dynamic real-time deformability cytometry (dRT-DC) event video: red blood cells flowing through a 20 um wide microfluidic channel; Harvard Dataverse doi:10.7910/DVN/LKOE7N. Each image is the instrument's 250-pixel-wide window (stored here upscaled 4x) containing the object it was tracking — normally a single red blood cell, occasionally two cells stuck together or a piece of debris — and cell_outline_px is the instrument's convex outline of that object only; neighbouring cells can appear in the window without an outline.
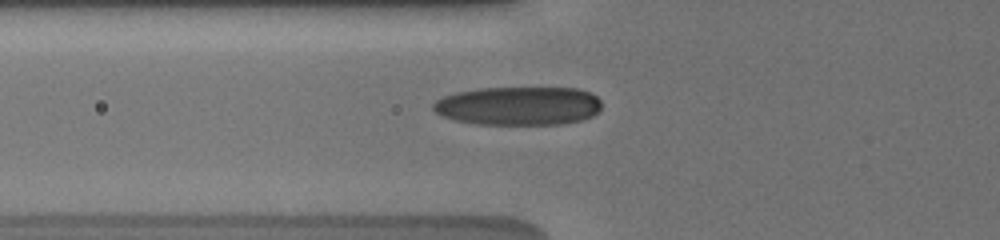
{"species": "human", "species_latin": "Homo sapiens", "temperature_condition": "cold", "stored_images_in_passage": 6, "camera_frame_rate_fps": 3000, "um_per_image_px": 0.085, "donor": {"sex": "male"}, "frame": {"image": 1, "passage_image": 2, "time_ms": 0.333, "image_size_px": [1000, 240], "cell_outline_px": [[600, 112], [592, 116], [580, 120], [560, 124], [480, 124], [456, 120], [440, 116], [432, 108], [432, 104], [436, 100], [444, 96], [456, 92], [480, 88], [580, 88], [592, 92], [600, 100]], "centroid_in_image_um": [44.09, 8.99], "position_along_channel_um": 81.7, "area_um2": 38.09}}
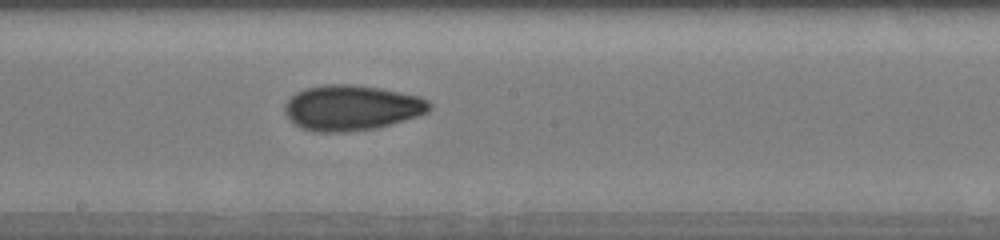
{"frame": {"image": 2, "passage_image": 6, "time_ms": 4.0, "image_size_px": [1000, 240], "cell_outline_px": [[432, 108], [428, 112], [392, 124], [376, 128], [344, 132], [320, 132], [304, 128], [296, 124], [284, 112], [284, 104], [296, 92], [304, 88], [324, 84], [352, 84], [380, 88], [420, 96], [428, 100], [432, 104]], "centroid_in_image_um": [29.91, 9.14], "position_along_channel_um": 218.3, "area_um2": 38.21}}